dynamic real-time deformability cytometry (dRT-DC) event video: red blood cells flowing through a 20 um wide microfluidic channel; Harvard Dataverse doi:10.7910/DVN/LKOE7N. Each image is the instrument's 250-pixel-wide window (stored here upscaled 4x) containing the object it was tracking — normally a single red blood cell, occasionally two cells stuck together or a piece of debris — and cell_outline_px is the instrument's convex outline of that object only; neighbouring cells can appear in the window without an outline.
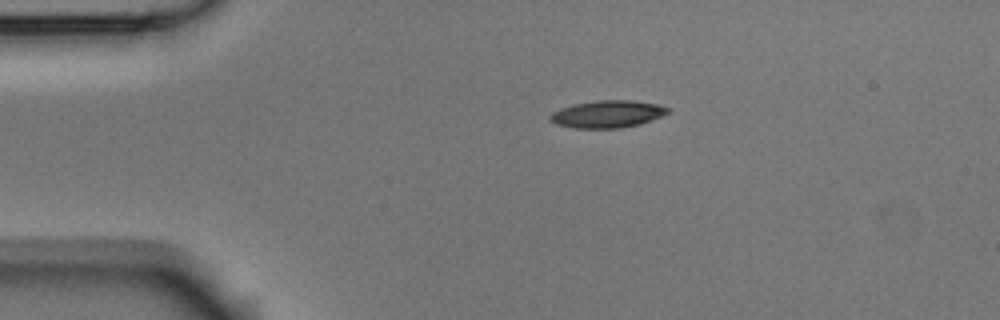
{"species": "Egyptian fruit bat (a non-hibernating species)", "species_latin": "Rousettus aegyptiacus", "temperature_condition": "room temperature", "stored_images_in_passage": 2, "camera_frame_rate_fps": 3000, "um_per_image_px": 0.085, "animal": {"sex": "male"}, "frame": {"image": 1, "passage_image": 1, "time_ms": 0.0, "image_size_px": [1000, 320], "cell_outline_px": [[668, 112], [660, 116], [640, 124], [620, 128], [576, 128], [556, 124], [548, 116], [552, 112], [560, 108], [576, 104], [600, 100], [632, 100], [656, 104], [668, 108]], "centroid_in_image_um": [51.61, 9.7], "position_along_channel_um": 33.4, "area_um2": 18.38}}